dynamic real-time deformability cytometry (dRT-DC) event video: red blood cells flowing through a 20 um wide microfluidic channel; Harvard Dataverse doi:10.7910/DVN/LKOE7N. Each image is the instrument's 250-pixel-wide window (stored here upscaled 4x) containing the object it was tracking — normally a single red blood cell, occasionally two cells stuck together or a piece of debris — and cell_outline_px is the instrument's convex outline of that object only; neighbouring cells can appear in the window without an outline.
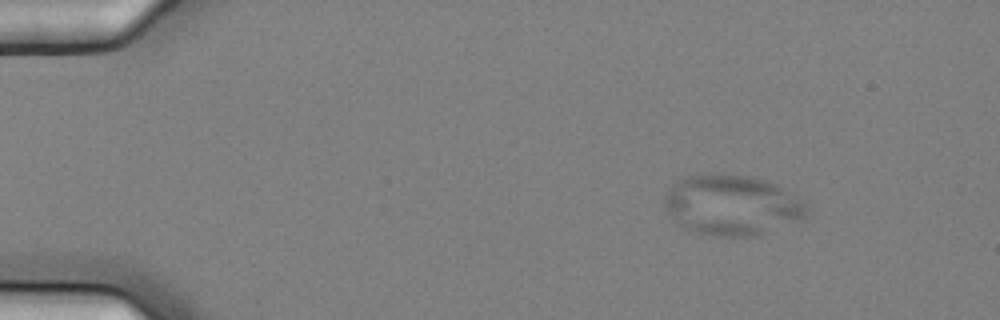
{"species": "common noctule bat (a hibernating species)", "species_latin": "Nyctalus noctula", "temperature_condition": "cold", "stored_images_in_passage": 4, "camera_frame_rate_fps": 3000, "um_per_image_px": 0.085, "animal": {"sex": "female", "body_mass_g": 25.1}, "frame": {"image": 1, "passage_image": 1, "time_ms": 0.0, "image_size_px": [1000, 320], "cell_outline_px": [[808, 212], [800, 220], [756, 236], [716, 236], [684, 228], [676, 224], [668, 212], [664, 204], [664, 196], [668, 188], [676, 180], [684, 176], [712, 172], [720, 172], [748, 176], [764, 180], [776, 184], [796, 196], [808, 208]], "centroid_in_image_um": [62.16, 17.4], "position_along_channel_um": 22.8, "area_um2": 50.34}}